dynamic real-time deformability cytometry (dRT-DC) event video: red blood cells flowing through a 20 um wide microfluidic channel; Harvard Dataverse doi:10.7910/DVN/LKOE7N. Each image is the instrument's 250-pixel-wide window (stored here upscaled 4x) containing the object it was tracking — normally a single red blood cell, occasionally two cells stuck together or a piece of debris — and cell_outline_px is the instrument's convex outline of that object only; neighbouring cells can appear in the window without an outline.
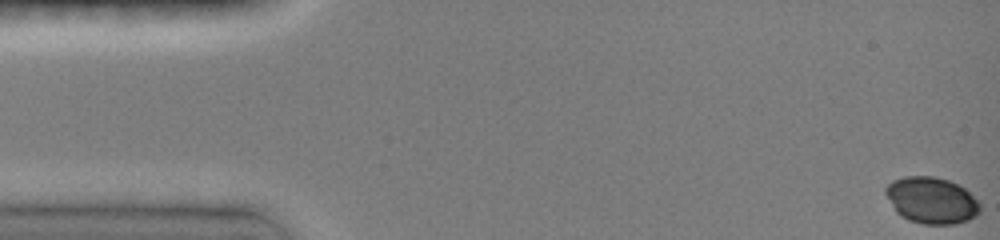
{"species": "common noctule bat (a hibernating species)", "species_latin": "Nyctalus noctula", "temperature_condition": "room temperature", "stored_images_in_passage": 45, "camera_frame_rate_fps": 3000, "um_per_image_px": 0.085, "animal": {"sex": "female", "body_mass_g": 19.0, "forearm_length_mm": 51.5}, "frame": {"image": 1, "passage_image": 1, "time_ms": 0.0, "image_size_px": [1000, 240], "cell_outline_px": [[980, 212], [976, 216], [968, 220], [956, 224], [924, 224], [908, 220], [900, 216], [896, 212], [884, 192], [884, 188], [892, 180], [904, 176], [936, 176], [948, 180], [964, 188], [980, 204]], "centroid_in_image_um": [79.15, 17.03], "position_along_channel_um": 5.8, "area_um2": 25.66}}
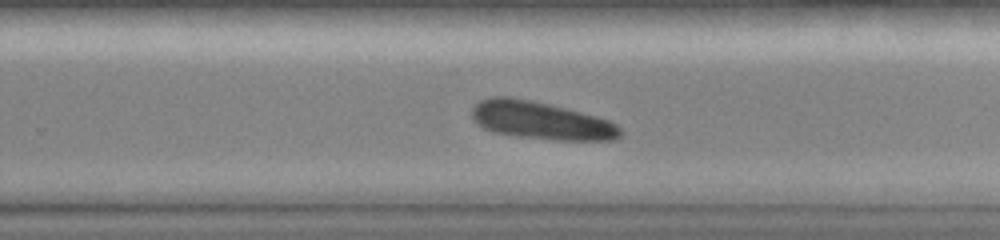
{"frame": {"image": 2, "passage_image": 31, "time_ms": 10.0, "image_size_px": [1000, 240], "cell_outline_px": [[624, 132], [620, 136], [612, 140], [560, 140], [516, 136], [496, 132], [484, 128], [472, 116], [472, 108], [480, 100], [492, 96], [508, 96], [532, 100], [580, 112], [608, 120], [616, 124]], "centroid_in_image_um": [45.99, 10.24], "position_along_channel_um": 283.8, "area_um2": 32.25}}
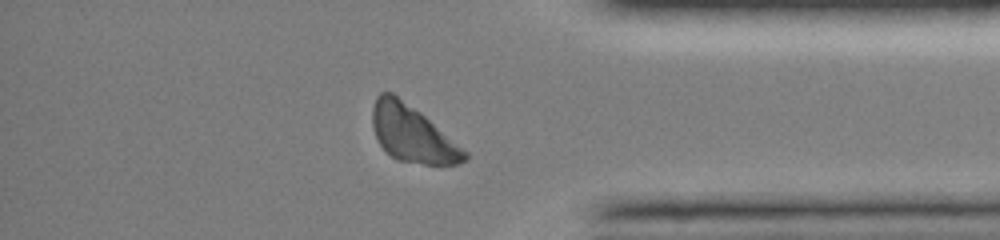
{"frame": {"image": 3, "passage_image": 40, "time_ms": 13.0, "image_size_px": [1000, 240], "cell_outline_px": [[468, 160], [456, 164], [424, 164], [396, 160], [380, 144], [376, 136], [372, 124], [372, 108], [376, 96], [380, 92], [392, 92], [420, 112], [468, 152]], "centroid_in_image_um": [35.04, 11.37], "position_along_channel_um": 400.2, "area_um2": 30.06}}